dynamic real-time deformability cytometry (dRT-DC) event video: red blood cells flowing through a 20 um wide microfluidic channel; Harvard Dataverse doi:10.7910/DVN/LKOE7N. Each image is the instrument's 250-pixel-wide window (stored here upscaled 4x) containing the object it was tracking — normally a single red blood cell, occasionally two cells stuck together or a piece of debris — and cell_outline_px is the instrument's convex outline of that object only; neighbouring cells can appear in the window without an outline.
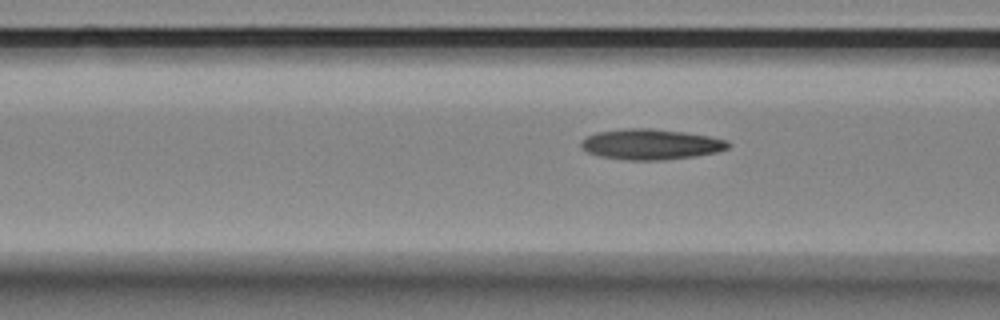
{"species": "Egyptian fruit bat (a non-hibernating species)", "species_latin": "Rousettus aegyptiacus", "temperature_condition": "room temperature", "stored_images_in_passage": 6, "camera_frame_rate_fps": 3000, "um_per_image_px": 0.085, "animal": {"sex": "female"}, "frame": {"image": 1, "passage_image": 6, "time_ms": 1.667, "image_size_px": [1000, 320], "cell_outline_px": [[732, 144], [728, 148], [716, 152], [696, 156], [664, 160], [624, 160], [596, 156], [580, 148], [580, 140], [596, 132], [628, 128], [652, 128], [684, 132], [708, 136], [728, 140]], "centroid_in_image_um": [55.29, 12.27], "position_along_channel_um": 111.3, "area_um2": 26.47}}